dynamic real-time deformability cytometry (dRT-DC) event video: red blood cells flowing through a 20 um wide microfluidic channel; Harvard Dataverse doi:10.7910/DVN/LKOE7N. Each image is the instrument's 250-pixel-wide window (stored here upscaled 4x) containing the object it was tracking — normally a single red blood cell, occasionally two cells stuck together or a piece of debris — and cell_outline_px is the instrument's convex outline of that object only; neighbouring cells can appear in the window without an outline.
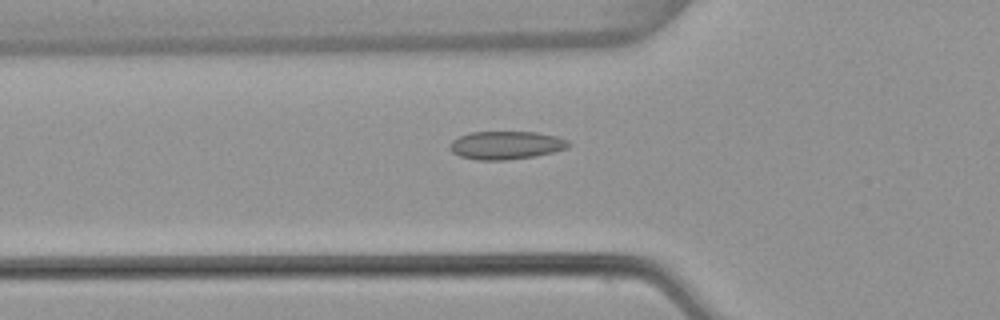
{"species": "common noctule bat (a hibernating species)", "species_latin": "Nyctalus noctula", "temperature_condition": "warm", "stored_images_in_passage": 54, "camera_frame_rate_fps": 3000, "um_per_image_px": 0.085, "animal": {"sex": "female", "body_mass_g": 22.7, "forearm_length_mm": 54.2}, "frame": {"image": 1, "passage_image": 19, "time_ms": 6.0, "image_size_px": [1000, 320], "cell_outline_px": [[572, 144], [564, 148], [552, 152], [536, 156], [508, 160], [476, 160], [460, 156], [452, 152], [448, 148], [448, 144], [452, 140], [468, 132], [536, 132], [560, 136], [568, 140]], "centroid_in_image_um": [42.99, 12.34], "position_along_channel_um": 82.8, "area_um2": 19.71}}
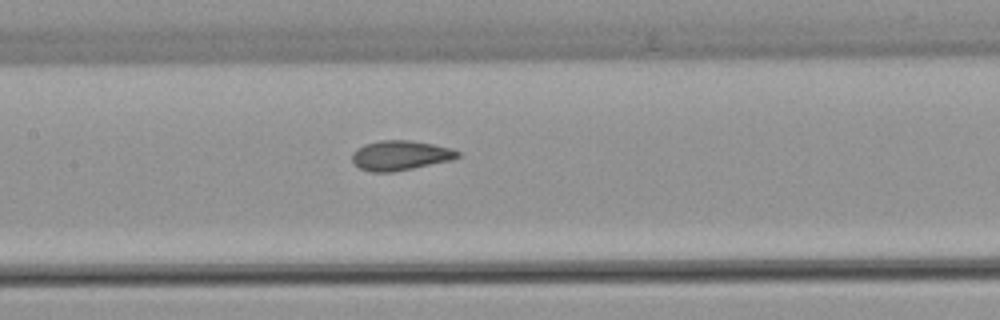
{"frame": {"image": 2, "passage_image": 26, "time_ms": 8.333, "image_size_px": [1000, 320], "cell_outline_px": [[460, 156], [452, 160], [392, 172], [372, 172], [360, 168], [352, 160], [352, 152], [356, 148], [364, 144], [380, 140], [408, 140], [432, 144], [452, 148], [460, 152]], "centroid_in_image_um": [34.02, 13.2], "position_along_channel_um": 173.4, "area_um2": 18.26}}
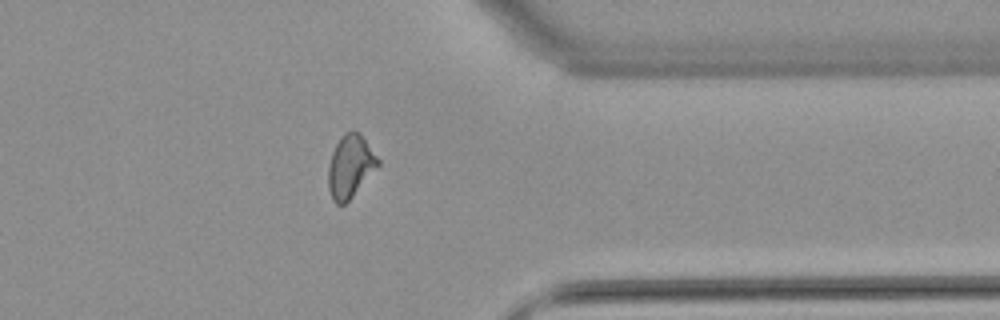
{"frame": {"image": 3, "passage_image": 43, "time_ms": 14.0, "image_size_px": [1000, 320], "cell_outline_px": [[380, 164], [352, 196], [344, 204], [336, 204], [332, 200], [328, 188], [328, 164], [332, 152], [340, 136], [344, 132], [360, 132], [380, 160]], "centroid_in_image_um": [29.76, 14.12], "position_along_channel_um": 381.6, "area_um2": 18.09}, "authors_computed_cell_mechanics": {"area_um2": 18.2648, "velocity_mm_per_s": 3.8476, "shape_relaxation_time_tau1_ms": 9.2064, "shape_relaxation_time_tau2_ms": 1.4731, "deformation_change_tau1": 0.1904, "deformation_change_tau2": 0.0566}}